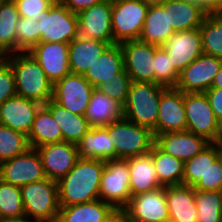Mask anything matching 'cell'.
I'll return each instance as SVG.
<instances>
[{
  "label": "cell",
  "mask_w": 222,
  "mask_h": 222,
  "mask_svg": "<svg viewBox=\"0 0 222 222\" xmlns=\"http://www.w3.org/2000/svg\"><path fill=\"white\" fill-rule=\"evenodd\" d=\"M124 69L132 82L154 83L155 45L138 40L120 43Z\"/></svg>",
  "instance_id": "5bb4252c"
},
{
  "label": "cell",
  "mask_w": 222,
  "mask_h": 222,
  "mask_svg": "<svg viewBox=\"0 0 222 222\" xmlns=\"http://www.w3.org/2000/svg\"><path fill=\"white\" fill-rule=\"evenodd\" d=\"M208 142L189 131L167 132L155 136V144L163 151L183 162L199 154Z\"/></svg>",
  "instance_id": "7402d4cb"
},
{
  "label": "cell",
  "mask_w": 222,
  "mask_h": 222,
  "mask_svg": "<svg viewBox=\"0 0 222 222\" xmlns=\"http://www.w3.org/2000/svg\"><path fill=\"white\" fill-rule=\"evenodd\" d=\"M44 106L61 128L63 141L78 145L83 136L92 128L85 116L70 112L52 99Z\"/></svg>",
  "instance_id": "f1b7e54d"
},
{
  "label": "cell",
  "mask_w": 222,
  "mask_h": 222,
  "mask_svg": "<svg viewBox=\"0 0 222 222\" xmlns=\"http://www.w3.org/2000/svg\"><path fill=\"white\" fill-rule=\"evenodd\" d=\"M128 162L131 197L163 187L157 177L151 155L130 157Z\"/></svg>",
  "instance_id": "484cf974"
},
{
  "label": "cell",
  "mask_w": 222,
  "mask_h": 222,
  "mask_svg": "<svg viewBox=\"0 0 222 222\" xmlns=\"http://www.w3.org/2000/svg\"><path fill=\"white\" fill-rule=\"evenodd\" d=\"M161 47L167 51L172 66L180 73L203 54L200 27L175 32Z\"/></svg>",
  "instance_id": "ffe728a7"
},
{
  "label": "cell",
  "mask_w": 222,
  "mask_h": 222,
  "mask_svg": "<svg viewBox=\"0 0 222 222\" xmlns=\"http://www.w3.org/2000/svg\"><path fill=\"white\" fill-rule=\"evenodd\" d=\"M78 36L114 44L112 3L101 1L78 14Z\"/></svg>",
  "instance_id": "2e32d148"
},
{
  "label": "cell",
  "mask_w": 222,
  "mask_h": 222,
  "mask_svg": "<svg viewBox=\"0 0 222 222\" xmlns=\"http://www.w3.org/2000/svg\"><path fill=\"white\" fill-rule=\"evenodd\" d=\"M54 84L71 72L69 67V43L40 42L28 51Z\"/></svg>",
  "instance_id": "e0dca14e"
},
{
  "label": "cell",
  "mask_w": 222,
  "mask_h": 222,
  "mask_svg": "<svg viewBox=\"0 0 222 222\" xmlns=\"http://www.w3.org/2000/svg\"><path fill=\"white\" fill-rule=\"evenodd\" d=\"M221 65L222 58L202 54L179 73L175 88L183 93H205Z\"/></svg>",
  "instance_id": "4fadbf2b"
},
{
  "label": "cell",
  "mask_w": 222,
  "mask_h": 222,
  "mask_svg": "<svg viewBox=\"0 0 222 222\" xmlns=\"http://www.w3.org/2000/svg\"><path fill=\"white\" fill-rule=\"evenodd\" d=\"M80 158L115 159V147L105 127H92L78 144Z\"/></svg>",
  "instance_id": "4dcf8cb0"
},
{
  "label": "cell",
  "mask_w": 222,
  "mask_h": 222,
  "mask_svg": "<svg viewBox=\"0 0 222 222\" xmlns=\"http://www.w3.org/2000/svg\"><path fill=\"white\" fill-rule=\"evenodd\" d=\"M105 128L115 147V159L148 154L155 143L153 131L125 118L113 122Z\"/></svg>",
  "instance_id": "5b68a950"
},
{
  "label": "cell",
  "mask_w": 222,
  "mask_h": 222,
  "mask_svg": "<svg viewBox=\"0 0 222 222\" xmlns=\"http://www.w3.org/2000/svg\"><path fill=\"white\" fill-rule=\"evenodd\" d=\"M169 219L173 222H198L195 189L180 184L165 186Z\"/></svg>",
  "instance_id": "603a6c76"
},
{
  "label": "cell",
  "mask_w": 222,
  "mask_h": 222,
  "mask_svg": "<svg viewBox=\"0 0 222 222\" xmlns=\"http://www.w3.org/2000/svg\"><path fill=\"white\" fill-rule=\"evenodd\" d=\"M199 7L207 14H219L222 10L220 0H199Z\"/></svg>",
  "instance_id": "7dc6e473"
},
{
  "label": "cell",
  "mask_w": 222,
  "mask_h": 222,
  "mask_svg": "<svg viewBox=\"0 0 222 222\" xmlns=\"http://www.w3.org/2000/svg\"><path fill=\"white\" fill-rule=\"evenodd\" d=\"M129 177L126 159L106 160L100 180V199L115 209H125L131 199Z\"/></svg>",
  "instance_id": "ba28073f"
},
{
  "label": "cell",
  "mask_w": 222,
  "mask_h": 222,
  "mask_svg": "<svg viewBox=\"0 0 222 222\" xmlns=\"http://www.w3.org/2000/svg\"><path fill=\"white\" fill-rule=\"evenodd\" d=\"M17 95L14 74L10 63L0 57V105Z\"/></svg>",
  "instance_id": "7bdbcfd3"
},
{
  "label": "cell",
  "mask_w": 222,
  "mask_h": 222,
  "mask_svg": "<svg viewBox=\"0 0 222 222\" xmlns=\"http://www.w3.org/2000/svg\"><path fill=\"white\" fill-rule=\"evenodd\" d=\"M46 178L58 182L75 165L79 157L78 145L62 141L36 148Z\"/></svg>",
  "instance_id": "9a60e30c"
},
{
  "label": "cell",
  "mask_w": 222,
  "mask_h": 222,
  "mask_svg": "<svg viewBox=\"0 0 222 222\" xmlns=\"http://www.w3.org/2000/svg\"><path fill=\"white\" fill-rule=\"evenodd\" d=\"M105 161L79 158L57 182L59 206L77 205L100 199L99 187Z\"/></svg>",
  "instance_id": "6da1fadb"
},
{
  "label": "cell",
  "mask_w": 222,
  "mask_h": 222,
  "mask_svg": "<svg viewBox=\"0 0 222 222\" xmlns=\"http://www.w3.org/2000/svg\"><path fill=\"white\" fill-rule=\"evenodd\" d=\"M29 148L28 136L0 124V163L25 153Z\"/></svg>",
  "instance_id": "74e56055"
},
{
  "label": "cell",
  "mask_w": 222,
  "mask_h": 222,
  "mask_svg": "<svg viewBox=\"0 0 222 222\" xmlns=\"http://www.w3.org/2000/svg\"><path fill=\"white\" fill-rule=\"evenodd\" d=\"M84 116L91 127H105L123 118L122 105L95 88Z\"/></svg>",
  "instance_id": "83f0119b"
},
{
  "label": "cell",
  "mask_w": 222,
  "mask_h": 222,
  "mask_svg": "<svg viewBox=\"0 0 222 222\" xmlns=\"http://www.w3.org/2000/svg\"><path fill=\"white\" fill-rule=\"evenodd\" d=\"M217 143L222 146V122L220 123V132H219V137H218Z\"/></svg>",
  "instance_id": "f5cc1de1"
},
{
  "label": "cell",
  "mask_w": 222,
  "mask_h": 222,
  "mask_svg": "<svg viewBox=\"0 0 222 222\" xmlns=\"http://www.w3.org/2000/svg\"><path fill=\"white\" fill-rule=\"evenodd\" d=\"M110 45L109 42L77 36L69 43L68 60L71 73L85 75Z\"/></svg>",
  "instance_id": "cb8c5ba5"
},
{
  "label": "cell",
  "mask_w": 222,
  "mask_h": 222,
  "mask_svg": "<svg viewBox=\"0 0 222 222\" xmlns=\"http://www.w3.org/2000/svg\"><path fill=\"white\" fill-rule=\"evenodd\" d=\"M20 14L13 0L0 1V57L16 53V24Z\"/></svg>",
  "instance_id": "e575fe53"
},
{
  "label": "cell",
  "mask_w": 222,
  "mask_h": 222,
  "mask_svg": "<svg viewBox=\"0 0 222 222\" xmlns=\"http://www.w3.org/2000/svg\"><path fill=\"white\" fill-rule=\"evenodd\" d=\"M186 130L217 143L220 122L216 119L205 93H184Z\"/></svg>",
  "instance_id": "9c48e42d"
},
{
  "label": "cell",
  "mask_w": 222,
  "mask_h": 222,
  "mask_svg": "<svg viewBox=\"0 0 222 222\" xmlns=\"http://www.w3.org/2000/svg\"><path fill=\"white\" fill-rule=\"evenodd\" d=\"M131 83L132 80L130 76L127 74L126 70L123 69L120 73L114 74L112 80H109L107 83H102L96 89L123 106Z\"/></svg>",
  "instance_id": "b9f144b4"
},
{
  "label": "cell",
  "mask_w": 222,
  "mask_h": 222,
  "mask_svg": "<svg viewBox=\"0 0 222 222\" xmlns=\"http://www.w3.org/2000/svg\"><path fill=\"white\" fill-rule=\"evenodd\" d=\"M163 6L175 32L199 28L207 15L196 3L186 0H167Z\"/></svg>",
  "instance_id": "4316f807"
},
{
  "label": "cell",
  "mask_w": 222,
  "mask_h": 222,
  "mask_svg": "<svg viewBox=\"0 0 222 222\" xmlns=\"http://www.w3.org/2000/svg\"><path fill=\"white\" fill-rule=\"evenodd\" d=\"M149 7L163 5L167 0H143Z\"/></svg>",
  "instance_id": "816d5d0a"
},
{
  "label": "cell",
  "mask_w": 222,
  "mask_h": 222,
  "mask_svg": "<svg viewBox=\"0 0 222 222\" xmlns=\"http://www.w3.org/2000/svg\"><path fill=\"white\" fill-rule=\"evenodd\" d=\"M16 4L20 17L32 16L34 20L44 14L54 2L58 0H13Z\"/></svg>",
  "instance_id": "ee69618b"
},
{
  "label": "cell",
  "mask_w": 222,
  "mask_h": 222,
  "mask_svg": "<svg viewBox=\"0 0 222 222\" xmlns=\"http://www.w3.org/2000/svg\"><path fill=\"white\" fill-rule=\"evenodd\" d=\"M102 222H130L126 209H113Z\"/></svg>",
  "instance_id": "c3c4849f"
},
{
  "label": "cell",
  "mask_w": 222,
  "mask_h": 222,
  "mask_svg": "<svg viewBox=\"0 0 222 222\" xmlns=\"http://www.w3.org/2000/svg\"><path fill=\"white\" fill-rule=\"evenodd\" d=\"M124 69V57L120 44L110 45L89 67L84 77L97 88L102 83L112 80L114 74Z\"/></svg>",
  "instance_id": "d4e9b609"
},
{
  "label": "cell",
  "mask_w": 222,
  "mask_h": 222,
  "mask_svg": "<svg viewBox=\"0 0 222 222\" xmlns=\"http://www.w3.org/2000/svg\"><path fill=\"white\" fill-rule=\"evenodd\" d=\"M149 6L143 0H119L112 3L114 44L138 40Z\"/></svg>",
  "instance_id": "52a82bcc"
},
{
  "label": "cell",
  "mask_w": 222,
  "mask_h": 222,
  "mask_svg": "<svg viewBox=\"0 0 222 222\" xmlns=\"http://www.w3.org/2000/svg\"><path fill=\"white\" fill-rule=\"evenodd\" d=\"M174 33L169 25L168 10L163 5L150 6L139 40L160 47Z\"/></svg>",
  "instance_id": "f546056e"
},
{
  "label": "cell",
  "mask_w": 222,
  "mask_h": 222,
  "mask_svg": "<svg viewBox=\"0 0 222 222\" xmlns=\"http://www.w3.org/2000/svg\"><path fill=\"white\" fill-rule=\"evenodd\" d=\"M211 88H222V65L218 73L215 75Z\"/></svg>",
  "instance_id": "681fc988"
},
{
  "label": "cell",
  "mask_w": 222,
  "mask_h": 222,
  "mask_svg": "<svg viewBox=\"0 0 222 222\" xmlns=\"http://www.w3.org/2000/svg\"><path fill=\"white\" fill-rule=\"evenodd\" d=\"M2 222H38L34 219L29 218L28 216H23L20 218H8L3 219Z\"/></svg>",
  "instance_id": "f907efd6"
},
{
  "label": "cell",
  "mask_w": 222,
  "mask_h": 222,
  "mask_svg": "<svg viewBox=\"0 0 222 222\" xmlns=\"http://www.w3.org/2000/svg\"><path fill=\"white\" fill-rule=\"evenodd\" d=\"M198 222H222V192L195 190Z\"/></svg>",
  "instance_id": "8d00e7d4"
},
{
  "label": "cell",
  "mask_w": 222,
  "mask_h": 222,
  "mask_svg": "<svg viewBox=\"0 0 222 222\" xmlns=\"http://www.w3.org/2000/svg\"><path fill=\"white\" fill-rule=\"evenodd\" d=\"M125 209L130 220L135 222H166L170 220L165 186L132 196Z\"/></svg>",
  "instance_id": "ac0fdd59"
},
{
  "label": "cell",
  "mask_w": 222,
  "mask_h": 222,
  "mask_svg": "<svg viewBox=\"0 0 222 222\" xmlns=\"http://www.w3.org/2000/svg\"><path fill=\"white\" fill-rule=\"evenodd\" d=\"M216 119L222 122V88H210L205 92Z\"/></svg>",
  "instance_id": "f6af8a7d"
},
{
  "label": "cell",
  "mask_w": 222,
  "mask_h": 222,
  "mask_svg": "<svg viewBox=\"0 0 222 222\" xmlns=\"http://www.w3.org/2000/svg\"><path fill=\"white\" fill-rule=\"evenodd\" d=\"M184 93L167 88L160 97L157 125L152 130L154 137L167 132L186 131Z\"/></svg>",
  "instance_id": "d6986e66"
},
{
  "label": "cell",
  "mask_w": 222,
  "mask_h": 222,
  "mask_svg": "<svg viewBox=\"0 0 222 222\" xmlns=\"http://www.w3.org/2000/svg\"><path fill=\"white\" fill-rule=\"evenodd\" d=\"M25 216L21 188L0 179V218H20Z\"/></svg>",
  "instance_id": "f35d334b"
},
{
  "label": "cell",
  "mask_w": 222,
  "mask_h": 222,
  "mask_svg": "<svg viewBox=\"0 0 222 222\" xmlns=\"http://www.w3.org/2000/svg\"><path fill=\"white\" fill-rule=\"evenodd\" d=\"M149 154L155 165L158 181L162 186L183 184L184 162L161 150L155 143Z\"/></svg>",
  "instance_id": "836d02e7"
},
{
  "label": "cell",
  "mask_w": 222,
  "mask_h": 222,
  "mask_svg": "<svg viewBox=\"0 0 222 222\" xmlns=\"http://www.w3.org/2000/svg\"><path fill=\"white\" fill-rule=\"evenodd\" d=\"M0 179L20 188L28 183L46 179L36 148H29L25 153L1 162Z\"/></svg>",
  "instance_id": "7c38bea8"
},
{
  "label": "cell",
  "mask_w": 222,
  "mask_h": 222,
  "mask_svg": "<svg viewBox=\"0 0 222 222\" xmlns=\"http://www.w3.org/2000/svg\"><path fill=\"white\" fill-rule=\"evenodd\" d=\"M114 208L96 199L77 205L60 206L56 222H102Z\"/></svg>",
  "instance_id": "1f68e13d"
},
{
  "label": "cell",
  "mask_w": 222,
  "mask_h": 222,
  "mask_svg": "<svg viewBox=\"0 0 222 222\" xmlns=\"http://www.w3.org/2000/svg\"><path fill=\"white\" fill-rule=\"evenodd\" d=\"M154 83L166 88H174L179 79V73L172 66L167 51L155 46Z\"/></svg>",
  "instance_id": "ab89813d"
},
{
  "label": "cell",
  "mask_w": 222,
  "mask_h": 222,
  "mask_svg": "<svg viewBox=\"0 0 222 222\" xmlns=\"http://www.w3.org/2000/svg\"><path fill=\"white\" fill-rule=\"evenodd\" d=\"M186 1L194 2L199 6V0H186Z\"/></svg>",
  "instance_id": "11a10c76"
},
{
  "label": "cell",
  "mask_w": 222,
  "mask_h": 222,
  "mask_svg": "<svg viewBox=\"0 0 222 222\" xmlns=\"http://www.w3.org/2000/svg\"><path fill=\"white\" fill-rule=\"evenodd\" d=\"M24 214L38 222H56L60 210L57 182L48 178L21 187Z\"/></svg>",
  "instance_id": "8992f818"
},
{
  "label": "cell",
  "mask_w": 222,
  "mask_h": 222,
  "mask_svg": "<svg viewBox=\"0 0 222 222\" xmlns=\"http://www.w3.org/2000/svg\"><path fill=\"white\" fill-rule=\"evenodd\" d=\"M28 141L31 148L63 141L61 128L44 105L35 115Z\"/></svg>",
  "instance_id": "d6a6232c"
},
{
  "label": "cell",
  "mask_w": 222,
  "mask_h": 222,
  "mask_svg": "<svg viewBox=\"0 0 222 222\" xmlns=\"http://www.w3.org/2000/svg\"><path fill=\"white\" fill-rule=\"evenodd\" d=\"M14 74L17 95L45 105L52 99L53 84L29 52L4 56Z\"/></svg>",
  "instance_id": "7a4b0ae2"
},
{
  "label": "cell",
  "mask_w": 222,
  "mask_h": 222,
  "mask_svg": "<svg viewBox=\"0 0 222 222\" xmlns=\"http://www.w3.org/2000/svg\"><path fill=\"white\" fill-rule=\"evenodd\" d=\"M166 89L156 83L132 82L122 106L123 118L153 130L157 125L160 97Z\"/></svg>",
  "instance_id": "277c9868"
},
{
  "label": "cell",
  "mask_w": 222,
  "mask_h": 222,
  "mask_svg": "<svg viewBox=\"0 0 222 222\" xmlns=\"http://www.w3.org/2000/svg\"><path fill=\"white\" fill-rule=\"evenodd\" d=\"M102 1L109 2V3H115V2H118L119 0H102Z\"/></svg>",
  "instance_id": "db71d44e"
},
{
  "label": "cell",
  "mask_w": 222,
  "mask_h": 222,
  "mask_svg": "<svg viewBox=\"0 0 222 222\" xmlns=\"http://www.w3.org/2000/svg\"><path fill=\"white\" fill-rule=\"evenodd\" d=\"M101 1L102 0H58L60 4L66 6L75 14H78L80 11L98 4Z\"/></svg>",
  "instance_id": "bcb514c9"
},
{
  "label": "cell",
  "mask_w": 222,
  "mask_h": 222,
  "mask_svg": "<svg viewBox=\"0 0 222 222\" xmlns=\"http://www.w3.org/2000/svg\"><path fill=\"white\" fill-rule=\"evenodd\" d=\"M222 146L209 143L184 162L183 184L201 191H221Z\"/></svg>",
  "instance_id": "3957f363"
},
{
  "label": "cell",
  "mask_w": 222,
  "mask_h": 222,
  "mask_svg": "<svg viewBox=\"0 0 222 222\" xmlns=\"http://www.w3.org/2000/svg\"><path fill=\"white\" fill-rule=\"evenodd\" d=\"M41 106L36 101L15 95L0 105V124L28 136Z\"/></svg>",
  "instance_id": "44dd1931"
},
{
  "label": "cell",
  "mask_w": 222,
  "mask_h": 222,
  "mask_svg": "<svg viewBox=\"0 0 222 222\" xmlns=\"http://www.w3.org/2000/svg\"><path fill=\"white\" fill-rule=\"evenodd\" d=\"M40 42L70 43L78 36V16L58 1L39 18Z\"/></svg>",
  "instance_id": "30bf717a"
},
{
  "label": "cell",
  "mask_w": 222,
  "mask_h": 222,
  "mask_svg": "<svg viewBox=\"0 0 222 222\" xmlns=\"http://www.w3.org/2000/svg\"><path fill=\"white\" fill-rule=\"evenodd\" d=\"M16 26V53L28 52L40 43L39 23L32 16L21 17Z\"/></svg>",
  "instance_id": "60d3db41"
},
{
  "label": "cell",
  "mask_w": 222,
  "mask_h": 222,
  "mask_svg": "<svg viewBox=\"0 0 222 222\" xmlns=\"http://www.w3.org/2000/svg\"><path fill=\"white\" fill-rule=\"evenodd\" d=\"M94 89L84 75L70 72L53 84L52 100L70 112L84 116Z\"/></svg>",
  "instance_id": "8fae6325"
},
{
  "label": "cell",
  "mask_w": 222,
  "mask_h": 222,
  "mask_svg": "<svg viewBox=\"0 0 222 222\" xmlns=\"http://www.w3.org/2000/svg\"><path fill=\"white\" fill-rule=\"evenodd\" d=\"M203 54L222 58V16L207 14L200 26Z\"/></svg>",
  "instance_id": "d590c367"
}]
</instances>
